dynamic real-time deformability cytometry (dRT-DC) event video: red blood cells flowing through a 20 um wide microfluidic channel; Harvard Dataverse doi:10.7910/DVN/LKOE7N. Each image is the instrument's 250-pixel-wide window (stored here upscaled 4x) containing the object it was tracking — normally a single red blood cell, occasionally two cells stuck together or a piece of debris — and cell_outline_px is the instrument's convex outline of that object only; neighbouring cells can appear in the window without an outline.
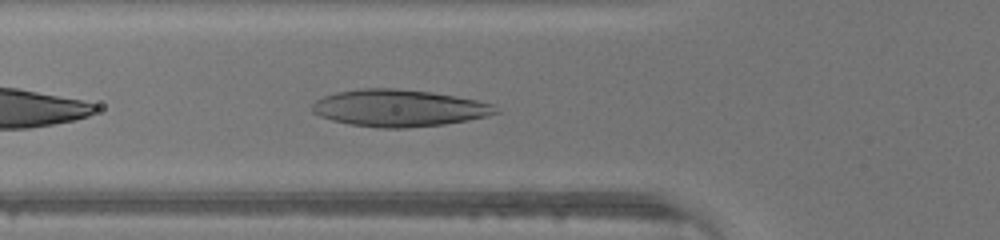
{"species": "human", "species_latin": "Homo sapiens", "temperature_condition": "warm", "stored_images_in_passage": 34, "camera_frame_rate_fps": 3000, "um_per_image_px": 0.085, "donor": {"sex": "male"}, "frame": {"image": 1, "passage_image": 4, "time_ms": 1.0, "image_size_px": [1000, 240], "cell_outline_px": [[500, 112], [488, 116], [468, 120], [444, 124], [408, 128], [380, 128], [348, 124], [332, 120], [320, 116], [312, 112], [312, 104], [316, 100], [324, 96], [336, 92], [364, 88], [396, 88], [432, 92], [456, 96], [476, 100], [492, 104]], "centroid_in_image_um": [33.9, 9.19], "position_along_channel_um": 91.9, "area_um2": 39.59}}
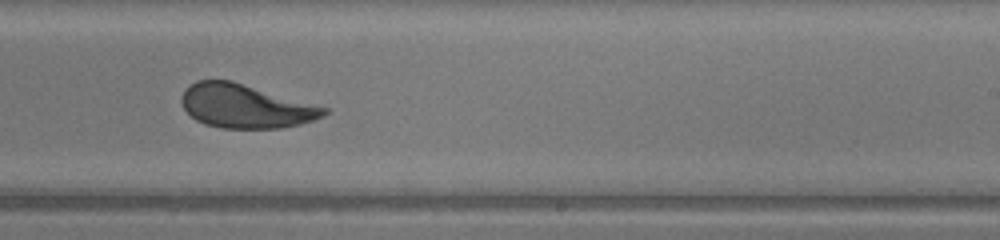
{"frame": {"image": 2, "passage_image": 16, "time_ms": 5.0, "image_size_px": [1000, 240], "cell_outline_px": [[328, 112], [324, 116], [300, 124], [280, 128], [220, 128], [204, 124], [196, 120], [184, 108], [180, 100], [180, 96], [184, 88], [188, 84], [196, 80], [232, 80], [328, 108]], "centroid_in_image_um": [20.82, 9.01], "position_along_channel_um": 268.2, "area_um2": 36.41}}
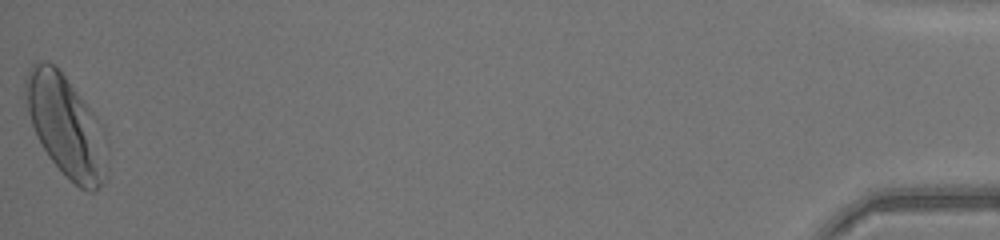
{"frame": {"image": 3, "passage_image": 34, "time_ms": 11.0, "image_size_px": [1000, 240], "cell_outline_px": [[108, 168], [104, 184], [92, 192], [88, 192], [80, 188], [48, 156], [36, 136], [28, 112], [24, 92], [24, 80], [32, 64], [36, 60], [48, 60], [56, 64], [92, 112]], "centroid_in_image_um": [5.51, 10.67], "position_along_channel_um": 429.7, "area_um2": 46.64}}